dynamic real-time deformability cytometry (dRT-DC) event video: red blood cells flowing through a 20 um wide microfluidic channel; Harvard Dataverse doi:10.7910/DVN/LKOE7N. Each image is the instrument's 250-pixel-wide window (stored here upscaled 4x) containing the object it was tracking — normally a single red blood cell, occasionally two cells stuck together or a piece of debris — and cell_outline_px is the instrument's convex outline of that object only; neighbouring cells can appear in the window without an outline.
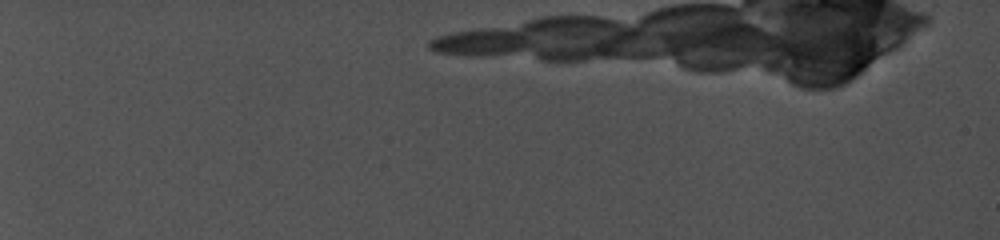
{"species": "common noctule bat (a hibernating species)", "species_latin": "Nyctalus noctula", "temperature_condition": "cold", "stored_images_in_passage": 1, "camera_frame_rate_fps": 5000, "um_per_image_px": 0.085, "animal": {"sex": "female", "body_mass_g": 19.0, "forearm_length_mm": 56.7}, "frame": {"image": 1, "passage_image": 1, "time_ms": 0.0, "image_size_px": [1000, 240], "cell_outline_px": [[956, 44], [924, 72], [884, 100], [872, 104], [872, 88], [896, 64], [940, 36], [952, 36], [956, 40]], "centroid_in_image_um": [77.48, 5.76], "position_along_channel_um": 7.5, "area_um2": 13.81}}